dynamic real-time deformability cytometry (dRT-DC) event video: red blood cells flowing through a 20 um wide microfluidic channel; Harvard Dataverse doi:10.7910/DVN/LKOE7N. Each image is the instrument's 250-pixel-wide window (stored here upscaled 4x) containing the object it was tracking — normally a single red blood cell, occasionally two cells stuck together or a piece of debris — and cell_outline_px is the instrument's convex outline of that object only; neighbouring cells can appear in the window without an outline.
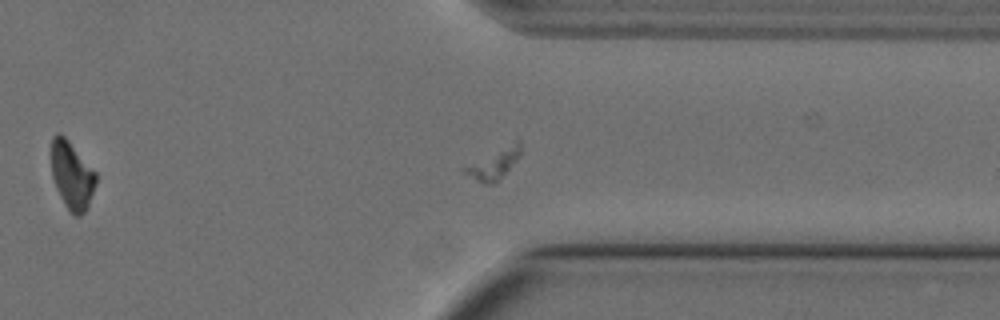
{"species": "Egyptian fruit bat (a non-hibernating species)", "species_latin": "Rousettus aegyptiacus", "temperature_condition": "cold", "stored_images_in_passage": 58, "segment_of_instrument_passage": [1, 2], "camera_frame_rate_fps": 3000, "um_per_image_px": 0.085, "animal": {"sex": "female"}, "frame": {"image": 1, "passage_image": 44, "time_ms": 14.333, "image_size_px": [1000, 320], "cell_outline_px": [[520, 156], [492, 184], [484, 184], [460, 172], [460, 168], [516, 136], [520, 140]], "centroid_in_image_um": [41.94, 13.81], "position_along_channel_um": 369.5, "area_um2": 10.4}}
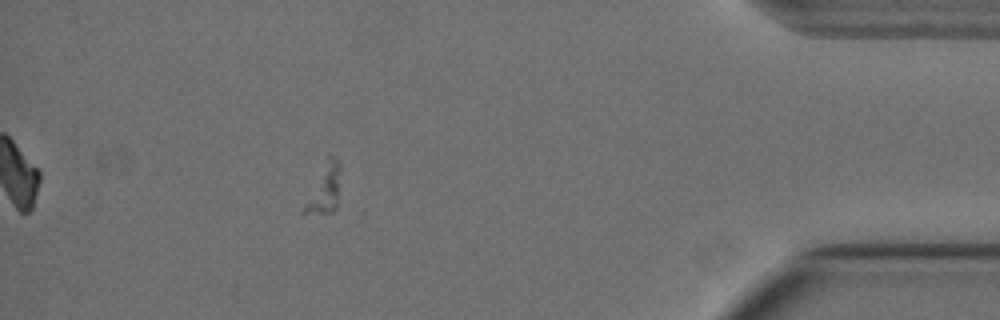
{"frame": {"image": 2, "passage_image": 51, "time_ms": 16.667, "image_size_px": [1000, 320], "cell_outline_px": [[340, 172], [336, 208], [332, 212], [300, 212], [328, 152], [340, 164]], "centroid_in_image_um": [27.57, 15.99], "position_along_channel_um": 407.6, "area_um2": 10.06}}